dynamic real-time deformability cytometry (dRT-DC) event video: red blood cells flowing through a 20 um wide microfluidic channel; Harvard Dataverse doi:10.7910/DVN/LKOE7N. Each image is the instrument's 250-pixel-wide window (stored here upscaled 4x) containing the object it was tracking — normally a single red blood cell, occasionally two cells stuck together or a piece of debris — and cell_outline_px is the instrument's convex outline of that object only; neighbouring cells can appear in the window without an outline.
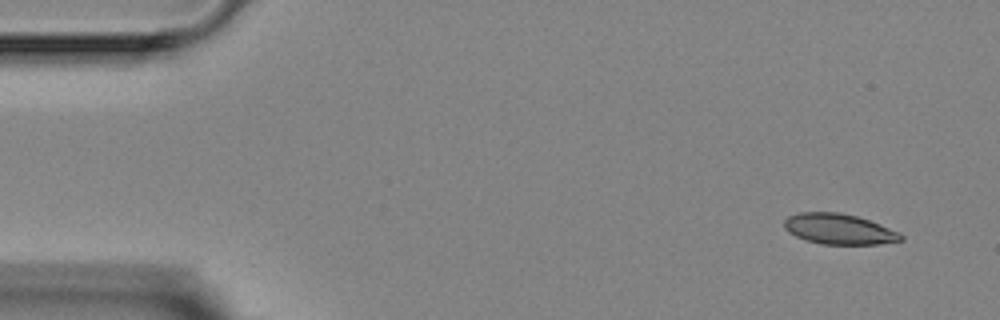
{"species": "Egyptian fruit bat (a non-hibernating species)", "species_latin": "Rousettus aegyptiacus", "temperature_condition": "room temperature", "stored_images_in_passage": 5, "segment_of_instrument_passage": [2, 2], "camera_frame_rate_fps": 3000, "um_per_image_px": 0.085, "animal": {"sex": "female"}, "frame": {"image": 1, "passage_image": 5, "time_ms": 5.0, "image_size_px": [1000, 320], "cell_outline_px": [[904, 240], [880, 244], [820, 244], [804, 240], [788, 232], [784, 228], [784, 220], [788, 216], [800, 212], [840, 212], [856, 216], [880, 224], [900, 232], [904, 236]], "centroid_in_image_um": [71.32, 19.47], "position_along_channel_um": 13.7, "area_um2": 20.92}}